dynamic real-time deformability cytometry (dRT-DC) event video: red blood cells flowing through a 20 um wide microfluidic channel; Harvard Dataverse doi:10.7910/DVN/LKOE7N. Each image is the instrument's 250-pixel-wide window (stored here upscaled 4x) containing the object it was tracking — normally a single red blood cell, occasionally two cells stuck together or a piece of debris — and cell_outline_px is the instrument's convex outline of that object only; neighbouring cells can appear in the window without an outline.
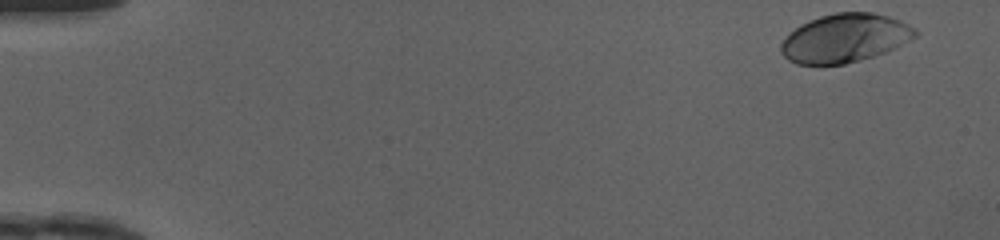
{"species": "human", "species_latin": "Homo sapiens", "temperature_condition": "cold", "stored_images_in_passage": 41, "camera_frame_rate_fps": 3000, "um_per_image_px": 0.085, "donor": {"sex": "female"}, "frame": {"image": 1, "passage_image": 1, "time_ms": 0.0, "image_size_px": [1000, 240], "cell_outline_px": [[920, 32], [916, 36], [884, 52], [860, 60], [844, 64], [796, 64], [788, 60], [780, 52], [780, 44], [784, 36], [800, 24], [820, 16], [836, 12], [872, 12], [888, 16], [900, 20], [916, 28]], "centroid_in_image_um": [71.77, 3.23], "position_along_channel_um": 13.2, "area_um2": 37.97}}
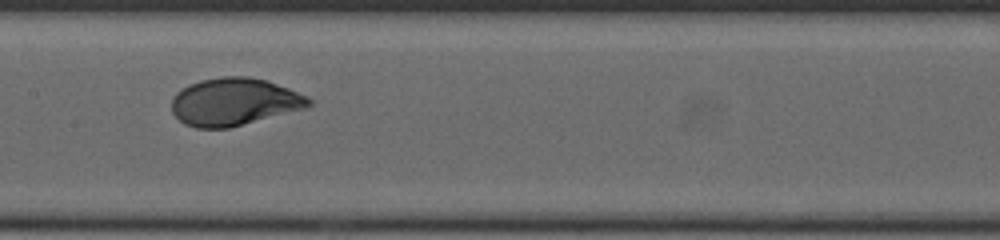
{"frame": {"image": 2, "passage_image": 24, "time_ms": 7.667, "image_size_px": [1000, 240], "cell_outline_px": [[312, 104], [308, 108], [228, 128], [196, 128], [184, 124], [172, 112], [172, 96], [176, 92], [188, 84], [200, 80], [224, 76], [248, 76], [264, 80], [288, 88], [308, 96], [312, 100]], "centroid_in_image_um": [19.91, 8.65], "position_along_channel_um": 187.5, "area_um2": 38.15}}
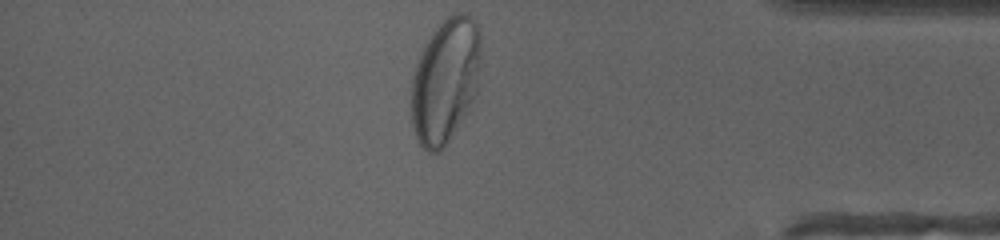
{"frame": {"image": 3, "passage_image": 41, "time_ms": 13.333, "image_size_px": [1000, 240], "cell_outline_px": [[480, 56], [476, 92], [468, 112], [444, 148], [440, 152], [428, 152], [420, 144], [416, 136], [412, 124], [412, 76], [420, 52], [424, 44], [432, 32], [448, 16], [456, 12], [464, 12], [472, 16], [476, 20], [480, 32]], "centroid_in_image_um": [37.86, 6.83], "position_along_channel_um": 397.3, "area_um2": 50.81}, "authors_computed_cell_mechanics": {"area_um2": 37.57, "velocity_mm_per_s": 4.1501, "shape_relaxation_time_tau1_ms": 2.9064, "shape_relaxation_time_tau2_ms": null, "deformation_change_tau1": 0.187, "deformation_change_tau2": null}}